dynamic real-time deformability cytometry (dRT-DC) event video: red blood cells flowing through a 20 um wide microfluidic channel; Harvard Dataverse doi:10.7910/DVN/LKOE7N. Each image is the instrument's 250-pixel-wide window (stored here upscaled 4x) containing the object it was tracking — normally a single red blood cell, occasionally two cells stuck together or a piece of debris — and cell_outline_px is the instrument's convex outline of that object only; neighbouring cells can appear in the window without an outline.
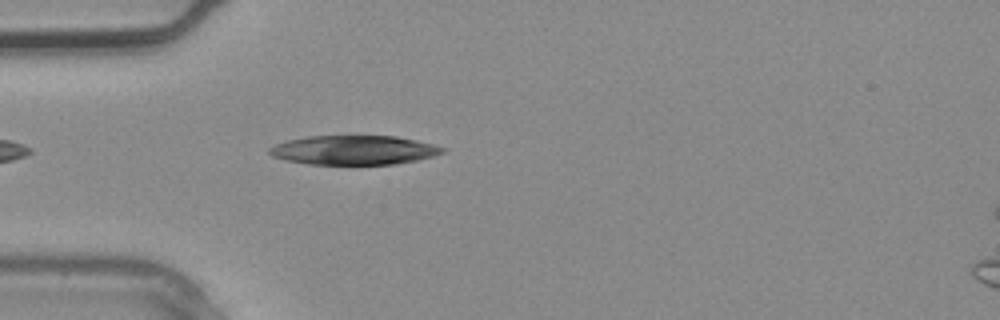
{"species": "common noctule bat (a hibernating species)", "species_latin": "Nyctalus noctula", "temperature_condition": "warm", "stored_images_in_passage": 2, "camera_frame_rate_fps": 3000, "um_per_image_px": 0.085, "animal": {"sex": "male", "body_mass_g": 20.4}, "frame": {"image": 1, "passage_image": 1, "time_ms": 0.0, "image_size_px": [1000, 320], "cell_outline_px": [[444, 152], [432, 156], [416, 160], [396, 164], [308, 164], [284, 160], [272, 156], [268, 152], [268, 148], [276, 144], [288, 140], [308, 136], [396, 136], [416, 140], [432, 144], [444, 148]], "centroid_in_image_um": [30.04, 12.76], "position_along_channel_um": 55.0, "area_um2": 29.36}}